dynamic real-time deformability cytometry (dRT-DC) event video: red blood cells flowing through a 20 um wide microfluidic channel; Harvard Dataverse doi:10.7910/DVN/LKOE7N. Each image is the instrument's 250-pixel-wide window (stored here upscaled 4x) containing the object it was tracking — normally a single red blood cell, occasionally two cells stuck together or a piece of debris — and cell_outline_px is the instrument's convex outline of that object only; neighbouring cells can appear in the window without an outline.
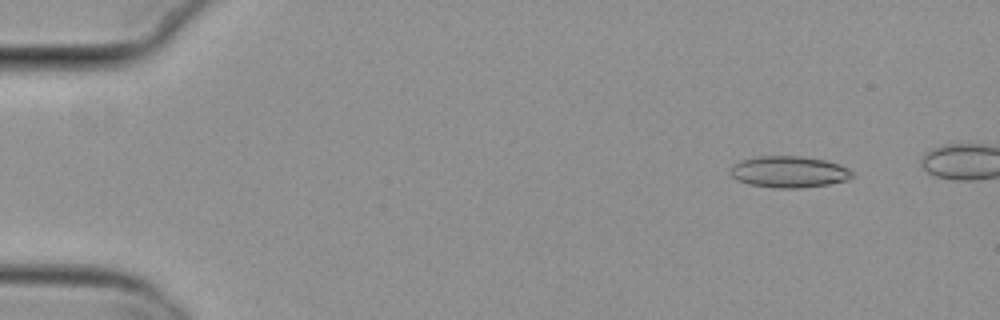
{"species": "common noctule bat (a hibernating species)", "species_latin": "Nyctalus noctula", "temperature_condition": "cold", "stored_images_in_passage": 5, "camera_frame_rate_fps": 3000, "um_per_image_px": 0.085, "animal": {"sex": "female", "body_mass_g": 29.2, "forearm_length_mm": 56.3}, "frame": {"image": 1, "passage_image": 1, "time_ms": 0.0, "image_size_px": [1000, 320], "cell_outline_px": [[856, 176], [848, 180], [828, 184], [800, 188], [776, 188], [752, 184], [736, 180], [728, 172], [740, 160], [756, 156], [800, 156], [824, 160], [840, 164], [848, 168]], "centroid_in_image_um": [67.09, 14.6], "position_along_channel_um": 17.9, "area_um2": 22.37}}